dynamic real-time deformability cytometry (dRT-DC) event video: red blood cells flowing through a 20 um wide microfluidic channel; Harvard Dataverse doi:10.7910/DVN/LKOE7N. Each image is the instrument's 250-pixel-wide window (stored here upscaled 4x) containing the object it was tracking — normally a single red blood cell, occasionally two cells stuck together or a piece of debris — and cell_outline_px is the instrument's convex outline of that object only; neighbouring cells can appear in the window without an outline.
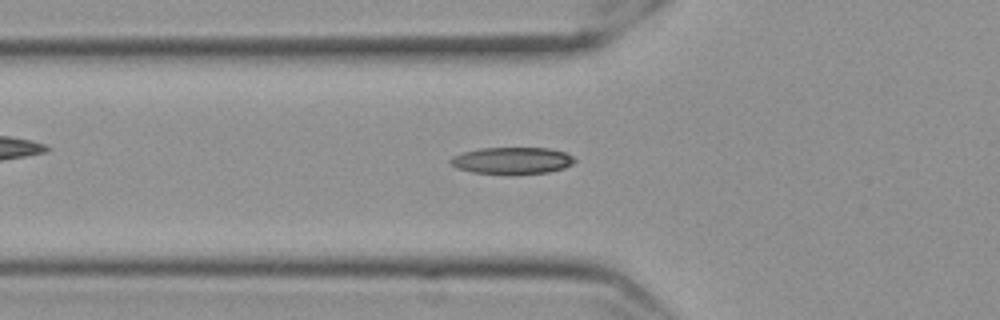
{"species": "Egyptian fruit bat (a non-hibernating species)", "species_latin": "Rousettus aegyptiacus", "temperature_condition": "cold", "stored_images_in_passage": 46, "camera_frame_rate_fps": 3000, "um_per_image_px": 0.085, "frame": {"image": 1, "passage_image": 9, "time_ms": 2.667, "image_size_px": [1000, 320], "cell_outline_px": [[576, 160], [572, 164], [564, 168], [548, 172], [472, 172], [456, 168], [448, 160], [452, 156], [464, 152], [480, 148], [548, 148], [564, 152], [572, 156]], "centroid_in_image_um": [43.52, 13.61], "position_along_channel_um": 82.3, "area_um2": 18.73}}
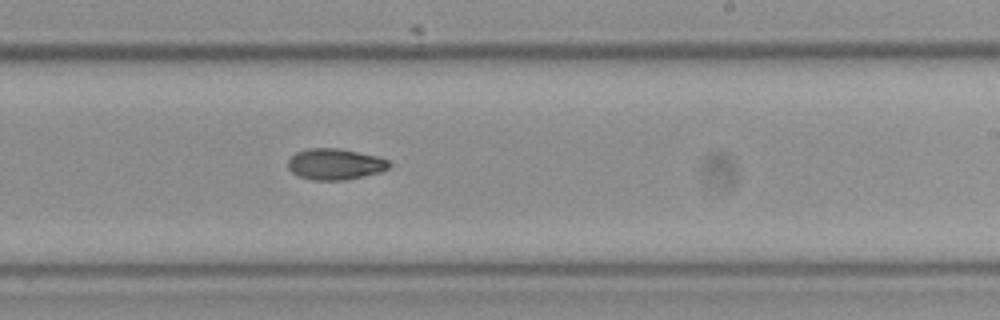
{"frame": {"image": 2, "passage_image": 24, "time_ms": 7.667, "image_size_px": [1000, 320], "cell_outline_px": [[392, 164], [388, 168], [380, 172], [344, 180], [312, 180], [300, 176], [292, 172], [288, 168], [288, 160], [296, 152], [308, 148], [340, 148], [376, 156], [388, 160]], "centroid_in_image_um": [28.47, 13.94], "position_along_channel_um": 260.5, "area_um2": 18.26}}
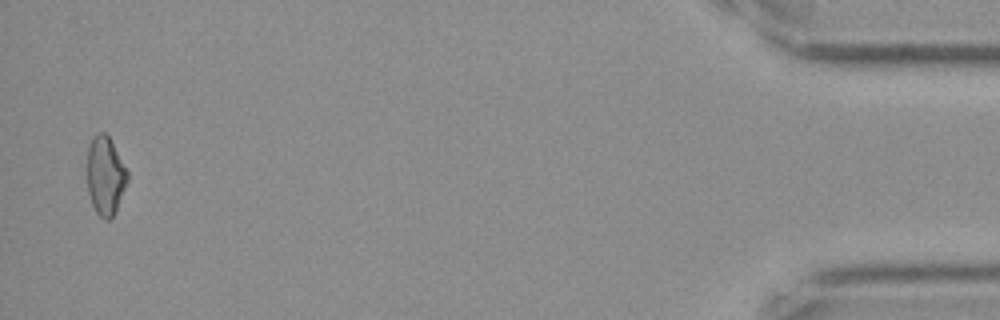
{"frame": {"image": 3, "passage_image": 45, "time_ms": 14.667, "image_size_px": [1000, 320], "cell_outline_px": [[128, 180], [116, 208], [112, 216], [108, 220], [104, 220], [96, 212], [92, 204], [88, 192], [88, 148], [92, 136], [96, 132], [104, 132], [108, 136], [128, 172]], "centroid_in_image_um": [8.94, 14.92], "position_along_channel_um": 426.3, "area_um2": 18.09}, "authors_computed_cell_mechanics": {"area_um2": 18.3515, "velocity_mm_per_s": 3.5404, "shape_relaxation_time_tau1_ms": 8.3191, "shape_relaxation_time_tau2_ms": null, "deformation_change_tau1": 0.1956, "deformation_change_tau2": null}}